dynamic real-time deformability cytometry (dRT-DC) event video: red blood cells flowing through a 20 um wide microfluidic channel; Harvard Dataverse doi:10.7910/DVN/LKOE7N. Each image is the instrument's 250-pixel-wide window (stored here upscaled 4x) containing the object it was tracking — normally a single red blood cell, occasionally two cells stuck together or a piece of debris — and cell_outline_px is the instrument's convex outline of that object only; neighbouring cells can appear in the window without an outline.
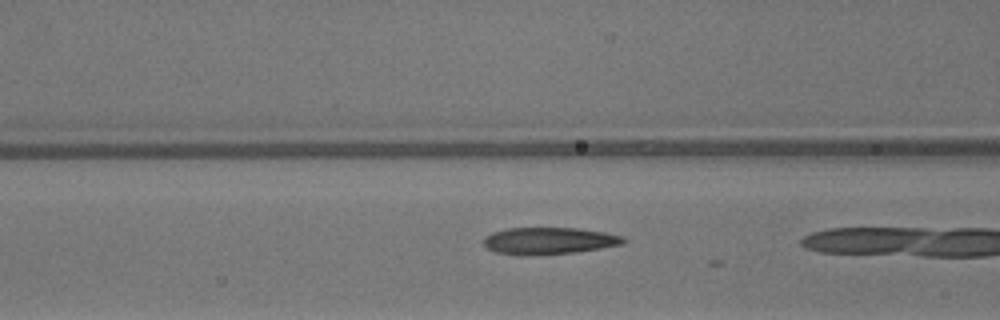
{"species": "common noctule bat (a hibernating species)", "species_latin": "Nyctalus noctula", "temperature_condition": "warm", "stored_images_in_passage": 15, "camera_frame_rate_fps": 3000, "um_per_image_px": 0.085, "animal": {"sex": "male", "body_mass_g": 13.3}, "frame": {"image": 1, "passage_image": 14, "time_ms": 4.333, "image_size_px": [1000, 320], "cell_outline_px": [[628, 240], [624, 244], [600, 248], [572, 252], [496, 252], [488, 248], [484, 244], [484, 236], [492, 232], [508, 228], [576, 228], [604, 232], [624, 236]], "centroid_in_image_um": [46.75, 20.41], "position_along_channel_um": 119.8, "area_um2": 20.81}}